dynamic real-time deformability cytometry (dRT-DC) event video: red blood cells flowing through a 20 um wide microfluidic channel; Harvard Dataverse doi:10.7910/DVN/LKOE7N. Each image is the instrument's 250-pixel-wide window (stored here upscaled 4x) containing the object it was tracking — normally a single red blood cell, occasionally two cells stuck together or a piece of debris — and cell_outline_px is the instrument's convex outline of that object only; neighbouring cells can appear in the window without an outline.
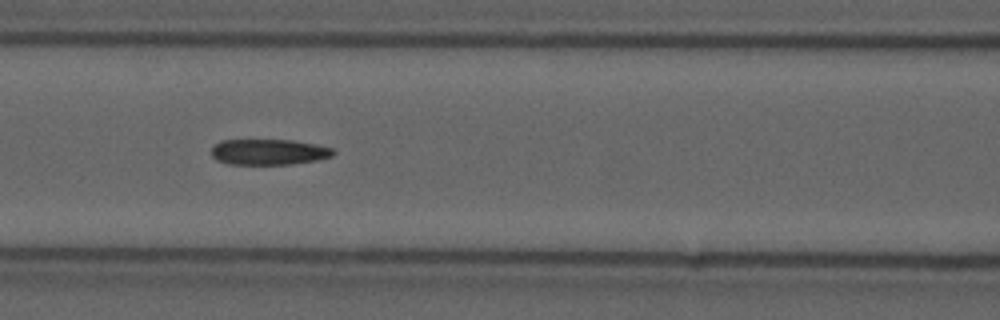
{"species": "common noctule bat (a hibernating species)", "species_latin": "Nyctalus noctula", "temperature_condition": "cold", "stored_images_in_passage": 12, "camera_frame_rate_fps": 3000, "um_per_image_px": 0.085, "animal": {"sex": "male", "forearm_length_mm": 52.5}, "frame": {"image": 1, "passage_image": 6, "time_ms": 1.667, "image_size_px": [1000, 320], "cell_outline_px": [[336, 152], [332, 156], [320, 160], [292, 164], [228, 164], [216, 160], [212, 156], [212, 148], [220, 140], [292, 140], [316, 144], [332, 148]], "centroid_in_image_um": [22.87, 12.92], "position_along_channel_um": 143.7, "area_um2": 18.38}}
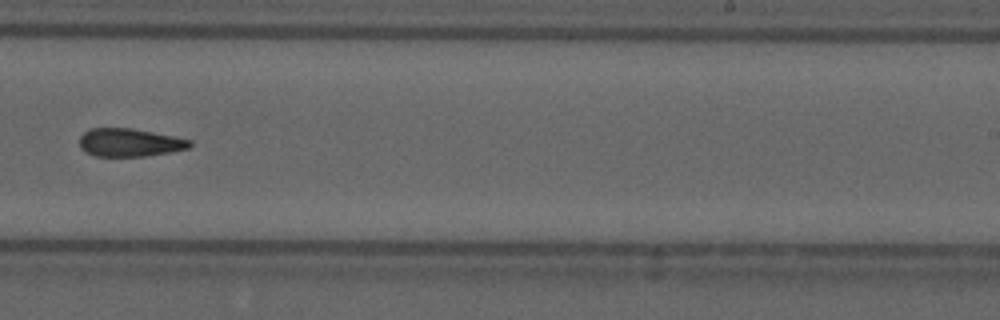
{"frame": {"image": 2, "passage_image": 9, "time_ms": 2.667, "image_size_px": [1000, 320], "cell_outline_px": [[192, 144], [188, 148], [168, 152], [144, 156], [96, 156], [84, 152], [80, 148], [80, 136], [88, 128], [132, 128], [192, 140]], "centroid_in_image_um": [10.97, 12.11], "position_along_channel_um": 278.0, "area_um2": 17.98}}
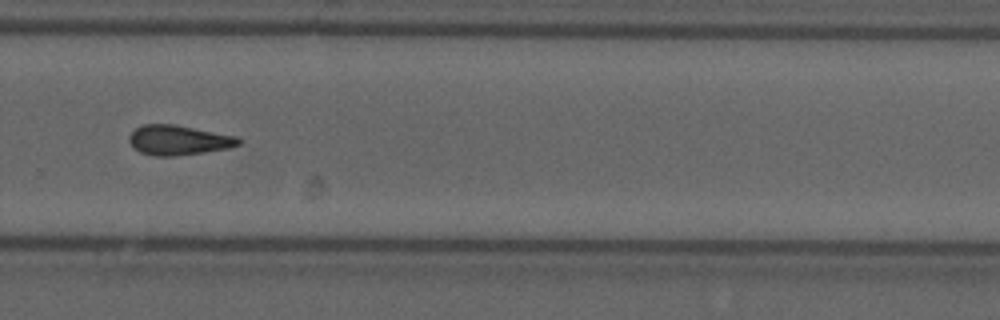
{"frame": {"image": 3, "passage_image": 10, "time_ms": 3.0, "image_size_px": [1000, 320], "cell_outline_px": [[240, 144], [228, 148], [204, 152], [172, 156], [152, 156], [140, 152], [128, 140], [128, 136], [136, 128], [144, 124], [172, 124], [236, 136], [240, 140]], "centroid_in_image_um": [15.15, 11.91], "position_along_channel_um": 314.7, "area_um2": 18.73}}